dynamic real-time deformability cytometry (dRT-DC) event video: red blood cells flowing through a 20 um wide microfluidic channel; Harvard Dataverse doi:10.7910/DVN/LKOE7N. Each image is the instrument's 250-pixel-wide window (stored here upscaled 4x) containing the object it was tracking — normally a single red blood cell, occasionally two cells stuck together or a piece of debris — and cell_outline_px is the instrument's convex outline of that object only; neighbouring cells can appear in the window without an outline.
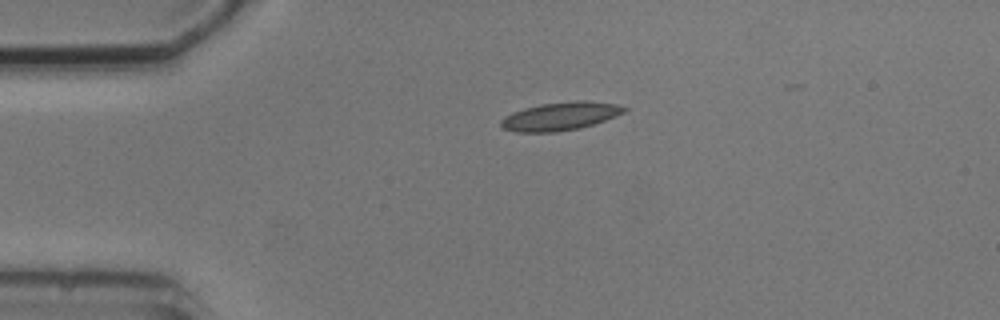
{"species": "common noctule bat (a hibernating species)", "species_latin": "Nyctalus noctula", "temperature_condition": "cold", "stored_images_in_passage": 2, "camera_frame_rate_fps": 3000, "um_per_image_px": 0.085, "animal": {"sex": "male", "body_mass_g": 20.5, "forearm_length_mm": 52.5}, "frame": {"image": 1, "passage_image": 1, "time_ms": 0.0, "image_size_px": [1000, 320], "cell_outline_px": [[628, 108], [624, 112], [616, 116], [580, 128], [556, 132], [516, 132], [504, 128], [500, 124], [500, 120], [504, 116], [512, 112], [524, 108], [540, 104], [576, 100], [588, 100], [616, 104]], "centroid_in_image_um": [47.61, 9.87], "position_along_channel_um": 37.4, "area_um2": 20.29}}